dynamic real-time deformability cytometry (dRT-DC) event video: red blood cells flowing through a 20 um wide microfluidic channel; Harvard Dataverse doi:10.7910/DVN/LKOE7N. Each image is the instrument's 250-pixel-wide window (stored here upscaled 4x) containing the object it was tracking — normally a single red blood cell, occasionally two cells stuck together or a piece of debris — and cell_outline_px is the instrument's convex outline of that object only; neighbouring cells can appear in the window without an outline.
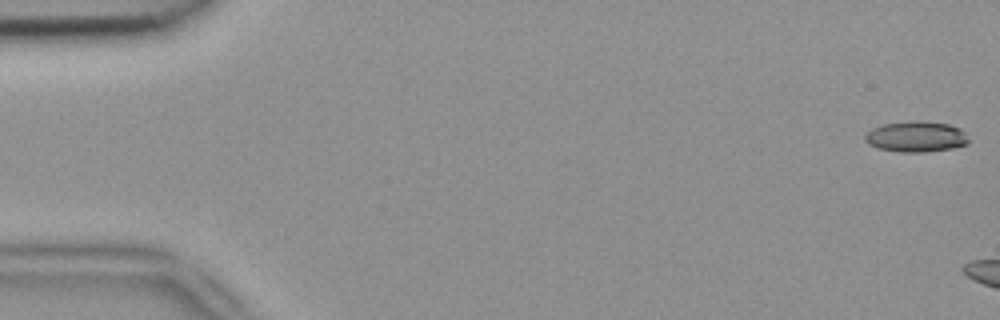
{"species": "common noctule bat (a hibernating species)", "species_latin": "Nyctalus noctula", "temperature_condition": "room temperature", "stored_images_in_passage": 6, "camera_frame_rate_fps": 3000, "um_per_image_px": 0.085, "animal": {"sex": "female", "body_mass_g": 18.4}, "frame": {"image": 1, "passage_image": 1, "time_ms": 0.0, "image_size_px": [1000, 320], "cell_outline_px": [[968, 144], [952, 148], [924, 152], [900, 152], [876, 148], [868, 144], [864, 140], [864, 136], [872, 128], [884, 124], [916, 120], [948, 124], [960, 128], [964, 132], [968, 140]], "centroid_in_image_um": [77.84, 11.62], "position_along_channel_um": 7.2, "area_um2": 18.55}}